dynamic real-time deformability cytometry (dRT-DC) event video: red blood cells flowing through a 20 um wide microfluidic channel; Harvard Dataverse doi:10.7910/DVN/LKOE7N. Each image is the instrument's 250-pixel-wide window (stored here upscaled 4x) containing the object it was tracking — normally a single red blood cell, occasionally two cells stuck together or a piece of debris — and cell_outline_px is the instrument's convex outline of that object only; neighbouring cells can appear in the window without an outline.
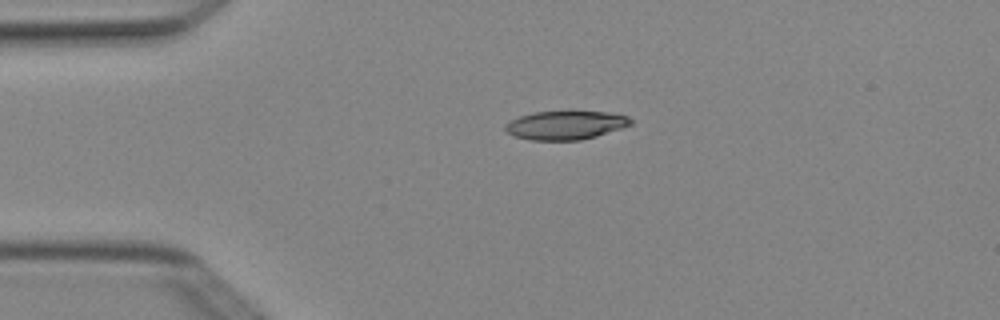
{"species": "Egyptian fruit bat (a non-hibernating species)", "species_latin": "Rousettus aegyptiacus", "temperature_condition": "cold", "stored_images_in_passage": 2, "camera_frame_rate_fps": 3000, "um_per_image_px": 0.085, "animal": {"sex": "female"}, "frame": {"image": 1, "passage_image": 1, "time_ms": 0.0, "image_size_px": [1000, 320], "cell_outline_px": [[632, 124], [596, 136], [580, 140], [532, 140], [516, 136], [508, 132], [504, 128], [504, 124], [508, 120], [532, 112], [568, 108], [612, 112], [628, 116], [632, 120]], "centroid_in_image_um": [48.08, 10.57], "position_along_channel_um": 36.9, "area_um2": 21.96}}